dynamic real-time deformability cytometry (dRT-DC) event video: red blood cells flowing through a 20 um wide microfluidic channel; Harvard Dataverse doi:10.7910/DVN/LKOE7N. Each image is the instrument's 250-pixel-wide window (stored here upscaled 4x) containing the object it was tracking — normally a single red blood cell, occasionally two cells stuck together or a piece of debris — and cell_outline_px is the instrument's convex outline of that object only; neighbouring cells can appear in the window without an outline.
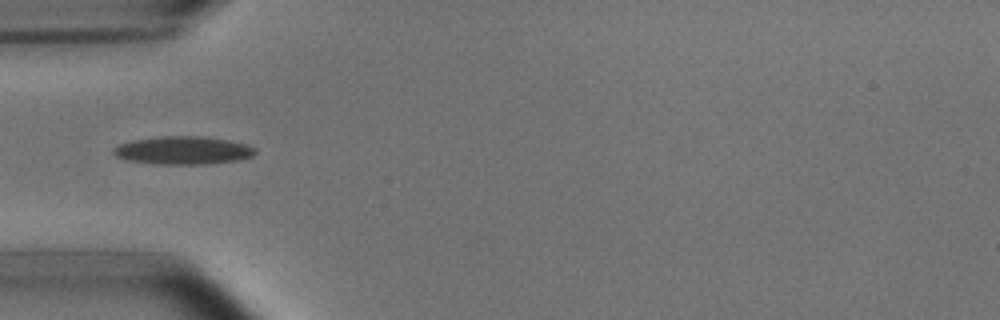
{"species": "common noctule bat (a hibernating species)", "species_latin": "Nyctalus noctula", "temperature_condition": "room temperature", "stored_images_in_passage": 8, "camera_frame_rate_fps": 3000, "um_per_image_px": 0.085, "animal": {"sex": "male", "body_mass_g": 15.6}, "frame": {"image": 1, "passage_image": 5, "time_ms": 5.667, "image_size_px": [1000, 320], "cell_outline_px": [[256, 152], [252, 156], [240, 160], [212, 164], [152, 164], [124, 160], [116, 156], [112, 152], [112, 148], [120, 144], [132, 140], [164, 136], [192, 136], [224, 140], [244, 144], [256, 148]], "centroid_in_image_um": [15.51, 12.8], "position_along_channel_um": 69.5, "area_um2": 23.12}}
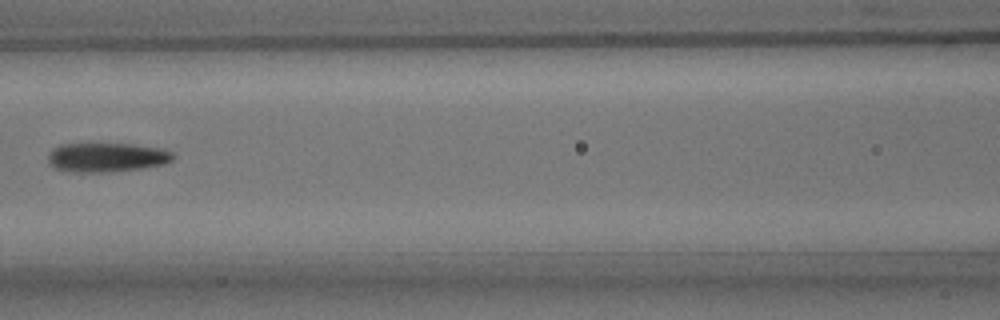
{"frame": {"image": 2, "passage_image": 7, "time_ms": 8.0, "image_size_px": [1000, 320], "cell_outline_px": [[176, 156], [172, 160], [164, 164], [144, 168], [112, 172], [72, 172], [56, 168], [48, 160], [48, 156], [52, 148], [60, 144], [132, 144], [160, 148], [172, 152]], "centroid_in_image_um": [9.1, 13.38], "position_along_channel_um": 157.5, "area_um2": 21.33}}
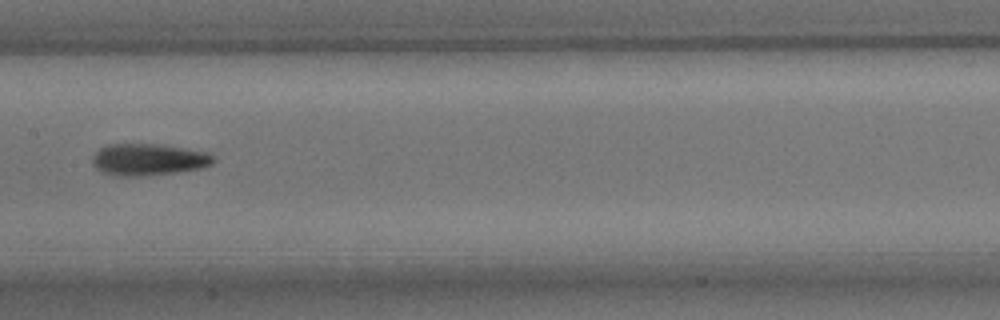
{"frame": {"image": 3, "passage_image": 8, "time_ms": 9.0, "image_size_px": [1000, 320], "cell_outline_px": [[216, 160], [212, 164], [204, 168], [180, 172], [140, 176], [112, 176], [100, 172], [92, 164], [92, 156], [100, 148], [108, 144], [156, 144], [204, 152], [212, 156]], "centroid_in_image_um": [12.57, 13.58], "position_along_channel_um": 194.8, "area_um2": 22.48}}